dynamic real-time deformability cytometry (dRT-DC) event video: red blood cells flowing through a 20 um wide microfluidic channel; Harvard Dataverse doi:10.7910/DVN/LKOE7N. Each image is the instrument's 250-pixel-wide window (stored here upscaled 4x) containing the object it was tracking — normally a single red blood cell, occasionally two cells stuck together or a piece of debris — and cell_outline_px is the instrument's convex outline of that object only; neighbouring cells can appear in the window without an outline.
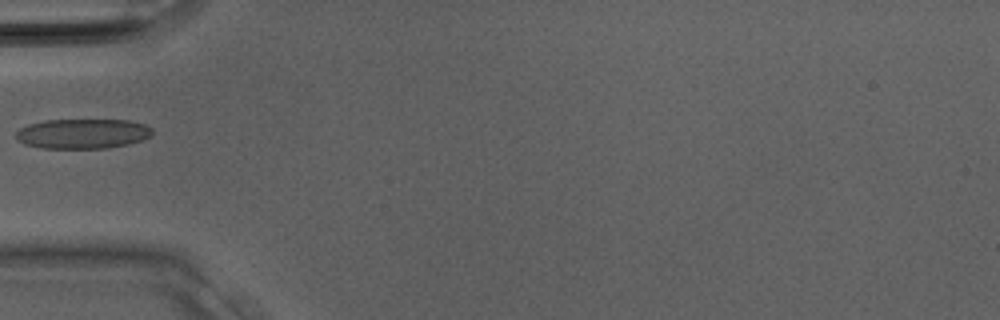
{"species": "Egyptian fruit bat (a non-hibernating species)", "species_latin": "Rousettus aegyptiacus", "temperature_condition": "room temperature", "stored_images_in_passage": 2, "camera_frame_rate_fps": 3000, "um_per_image_px": 0.085, "animal": {"sex": "male"}, "frame": {"image": 1, "passage_image": 1, "time_ms": 0.0, "image_size_px": [1000, 320], "cell_outline_px": [[152, 136], [144, 140], [128, 144], [108, 148], [40, 148], [24, 144], [16, 140], [16, 132], [20, 128], [28, 124], [44, 120], [128, 120], [144, 124], [152, 128]], "centroid_in_image_um": [7.02, 11.36], "position_along_channel_um": 78.0, "area_um2": 23.93}}